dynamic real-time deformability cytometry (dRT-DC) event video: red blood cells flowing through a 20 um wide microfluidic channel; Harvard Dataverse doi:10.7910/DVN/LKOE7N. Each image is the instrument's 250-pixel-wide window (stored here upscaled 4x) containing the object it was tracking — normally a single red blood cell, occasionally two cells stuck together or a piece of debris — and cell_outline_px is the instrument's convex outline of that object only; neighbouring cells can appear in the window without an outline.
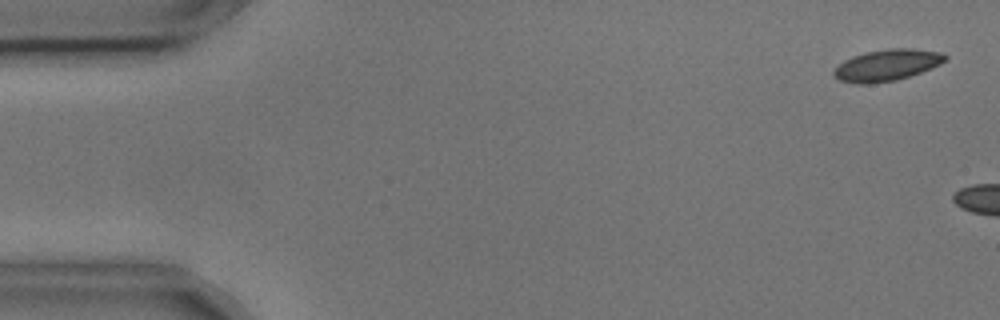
{"species": "common noctule bat (a hibernating species)", "species_latin": "Nyctalus noctula", "temperature_condition": "cold", "stored_images_in_passage": 2, "camera_frame_rate_fps": 3000, "um_per_image_px": 0.085, "animal": {"sex": "male", "body_mass_g": 17.9, "forearm_length_mm": 54.2}, "frame": {"image": 1, "passage_image": 1, "time_ms": 0.0, "image_size_px": [1000, 320], "cell_outline_px": [[948, 56], [940, 64], [920, 72], [896, 80], [868, 84], [856, 84], [840, 80], [832, 76], [832, 72], [844, 60], [852, 56], [864, 52], [888, 48], [916, 48], [944, 52]], "centroid_in_image_um": [75.38, 5.52], "position_along_channel_um": 9.6, "area_um2": 20.52}}